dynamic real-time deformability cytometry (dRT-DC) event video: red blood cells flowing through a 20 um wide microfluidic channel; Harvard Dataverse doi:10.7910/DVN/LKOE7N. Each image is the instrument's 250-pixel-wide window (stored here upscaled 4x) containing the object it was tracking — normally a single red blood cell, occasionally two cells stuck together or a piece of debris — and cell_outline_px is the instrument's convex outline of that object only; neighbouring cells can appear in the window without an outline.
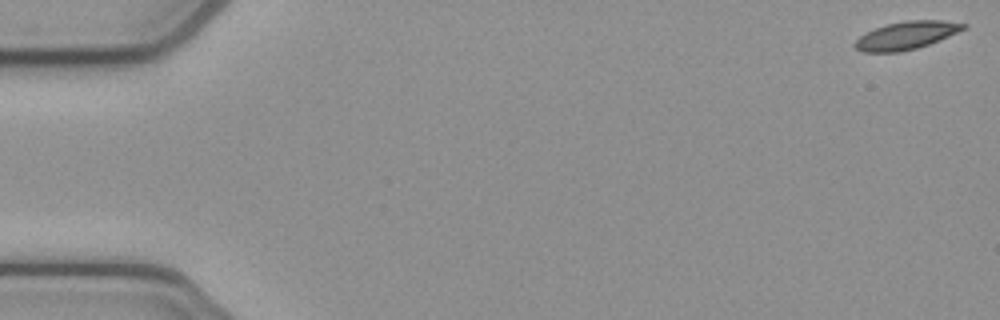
{"species": "common noctule bat (a hibernating species)", "species_latin": "Nyctalus noctula", "temperature_condition": "cold", "stored_images_in_passage": 53, "camera_frame_rate_fps": 3000, "um_per_image_px": 0.085, "animal": {"sex": "female", "body_mass_g": 21.9}, "frame": {"image": 1, "passage_image": 1, "time_ms": 0.0, "image_size_px": [1000, 320], "cell_outline_px": [[968, 28], [928, 44], [916, 48], [900, 52], [864, 52], [856, 48], [852, 44], [860, 36], [876, 28], [888, 24], [904, 20], [944, 20], [968, 24]], "centroid_in_image_um": [77.07, 3.0], "position_along_channel_um": 7.9, "area_um2": 17.51}}
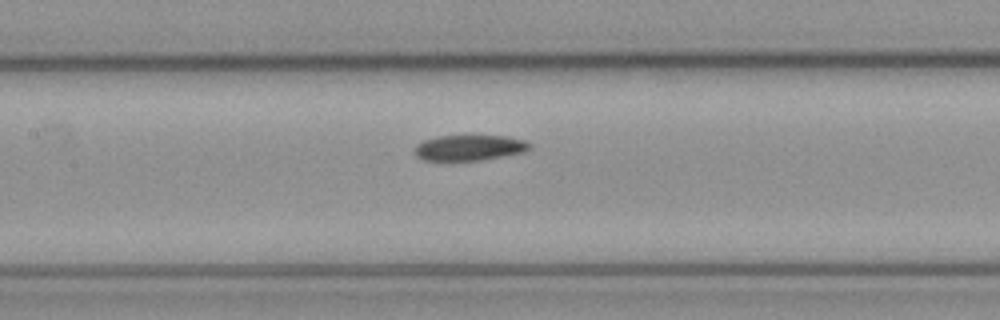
{"frame": {"image": 2, "passage_image": 25, "time_ms": 8.0, "image_size_px": [1000, 320], "cell_outline_px": [[532, 148], [524, 152], [480, 160], [424, 160], [416, 156], [416, 144], [424, 140], [440, 136], [508, 136], [524, 140], [532, 144]], "centroid_in_image_um": [39.94, 12.55], "position_along_channel_um": 167.5, "area_um2": 16.99}}
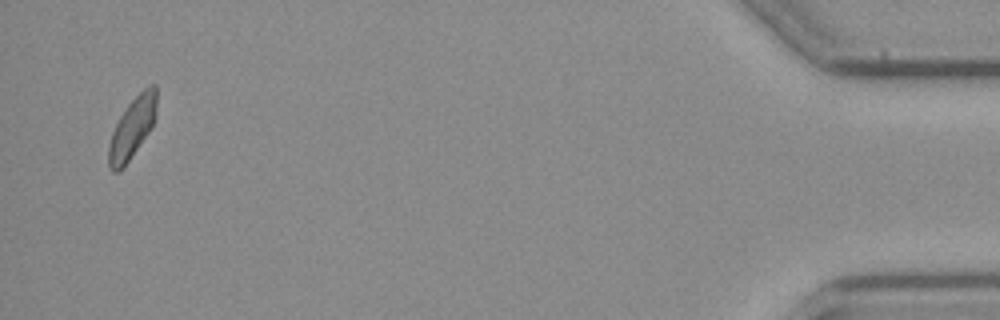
{"frame": {"image": 3, "passage_image": 52, "time_ms": 17.0, "image_size_px": [1000, 320], "cell_outline_px": [[156, 116], [148, 132], [120, 172], [112, 172], [108, 168], [108, 144], [112, 132], [120, 116], [128, 104], [148, 84], [156, 84]], "centroid_in_image_um": [11.21, 10.88], "position_along_channel_um": 424.0, "area_um2": 16.82}, "authors_computed_cell_mechanics": {"area_um2": 17.629, "velocity_mm_per_s": 3.8478, "shape_relaxation_time_tau1_ms": null, "shape_relaxation_time_tau2_ms": 6.3283, "deformation_change_tau1": null, "deformation_change_tau2": 0.1172}}